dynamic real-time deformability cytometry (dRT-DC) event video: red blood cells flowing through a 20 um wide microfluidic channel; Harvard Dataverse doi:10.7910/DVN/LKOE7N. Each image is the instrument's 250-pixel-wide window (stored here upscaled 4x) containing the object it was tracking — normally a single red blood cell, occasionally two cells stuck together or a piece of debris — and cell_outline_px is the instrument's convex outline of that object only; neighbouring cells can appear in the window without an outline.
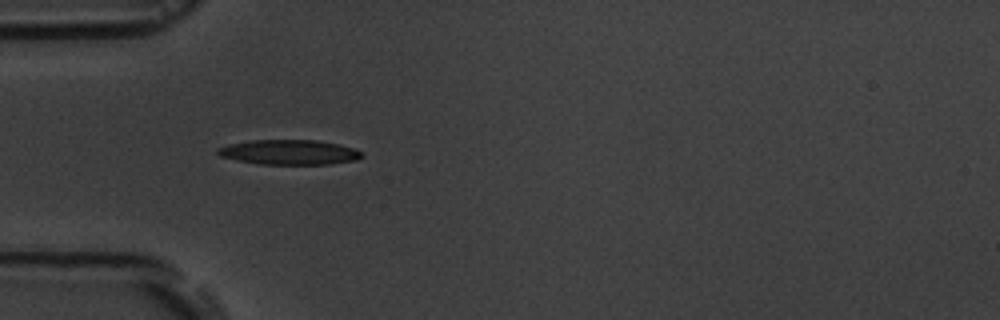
{"species": "common noctule bat (a hibernating species)", "species_latin": "Nyctalus noctula", "temperature_condition": "room temperature", "stored_images_in_passage": 5, "camera_frame_rate_fps": 3000, "um_per_image_px": 0.085, "animal": {"sex": "male", "body_mass_g": 19.5, "forearm_length_mm": 54.6}, "frame": {"image": 1, "passage_image": 2, "time_ms": 1.0, "image_size_px": [1000, 320], "cell_outline_px": [[364, 156], [356, 160], [328, 164], [260, 164], [236, 160], [220, 156], [216, 152], [216, 148], [228, 144], [252, 140], [316, 140], [340, 144], [352, 148], [360, 152]], "centroid_in_image_um": [24.55, 12.93], "position_along_channel_um": 60.4, "area_um2": 20.87}}
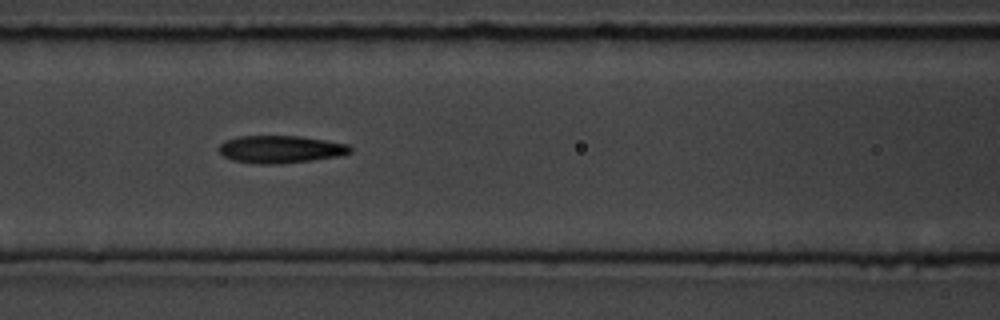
{"frame": {"image": 2, "passage_image": 4, "time_ms": 3.333, "image_size_px": [1000, 320], "cell_outline_px": [[352, 152], [340, 156], [312, 160], [280, 164], [256, 164], [232, 160], [224, 156], [220, 152], [220, 144], [224, 140], [240, 136], [300, 136], [348, 144], [352, 148]], "centroid_in_image_um": [23.85, 12.69], "position_along_channel_um": 142.7, "area_um2": 21.1}}
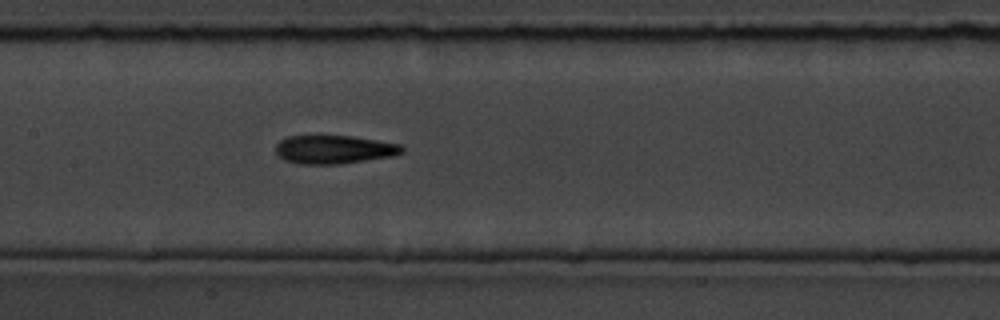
{"frame": {"image": 3, "passage_image": 5, "time_ms": 4.333, "image_size_px": [1000, 320], "cell_outline_px": [[404, 152], [392, 156], [340, 164], [300, 164], [284, 160], [276, 152], [276, 144], [280, 140], [288, 136], [352, 136], [400, 144], [404, 148]], "centroid_in_image_um": [28.39, 12.71], "position_along_channel_um": 179.0, "area_um2": 20.87}}